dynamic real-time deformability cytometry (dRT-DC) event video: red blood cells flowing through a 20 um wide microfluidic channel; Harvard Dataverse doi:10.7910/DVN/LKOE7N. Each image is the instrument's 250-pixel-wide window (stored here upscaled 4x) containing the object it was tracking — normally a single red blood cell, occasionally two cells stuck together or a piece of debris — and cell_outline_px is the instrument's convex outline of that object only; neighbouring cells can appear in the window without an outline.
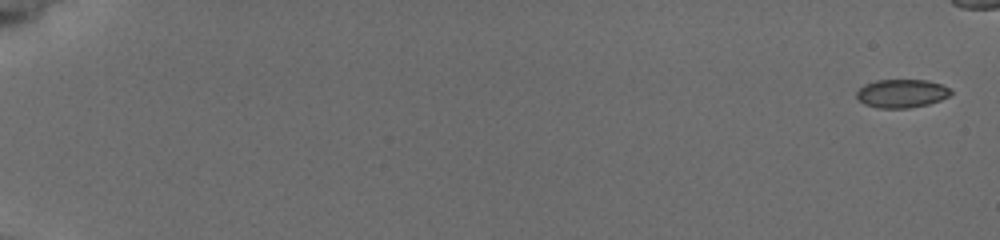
{"species": "common noctule bat (a hibernating species)", "species_latin": "Nyctalus noctula", "temperature_condition": "cold", "stored_images_in_passage": 18, "segment_of_instrument_passage": [1, 2], "camera_frame_rate_fps": 3000, "um_per_image_px": 0.085, "animal": {"sex": "female", "body_mass_g": 19.5, "forearm_length_mm": 54.1}, "frame": {"image": 1, "passage_image": 1, "time_ms": 0.0, "image_size_px": [1000, 240], "cell_outline_px": [[952, 92], [948, 96], [940, 100], [928, 104], [908, 108], [880, 108], [864, 104], [856, 96], [856, 92], [864, 84], [876, 80], [928, 80], [940, 84], [948, 88]], "centroid_in_image_um": [76.62, 7.94], "position_along_channel_um": 8.4, "area_um2": 15.49}}
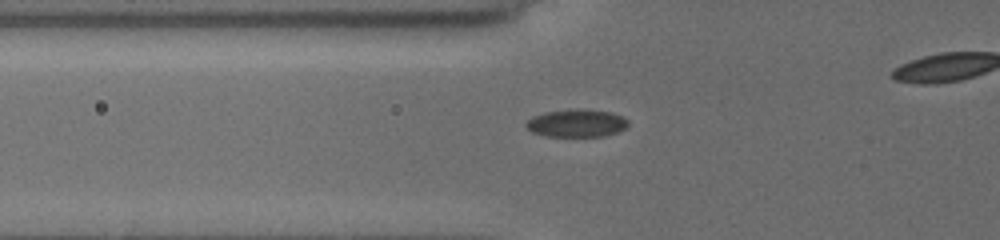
{"frame": {"image": 2, "passage_image": 14, "time_ms": 7.0, "image_size_px": [1000, 240], "cell_outline_px": [[628, 124], [624, 128], [616, 132], [600, 136], [548, 136], [532, 132], [524, 124], [532, 116], [544, 112], [576, 108], [580, 108], [612, 112], [624, 116], [628, 120]], "centroid_in_image_um": [49.0, 10.44], "position_along_channel_um": 76.8, "area_um2": 16.53}}
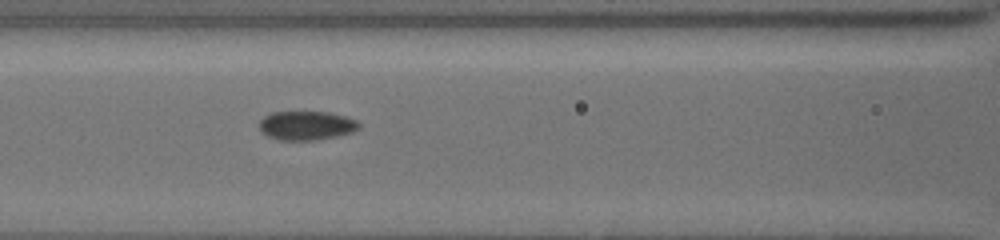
{"frame": {"image": 3, "passage_image": 17, "time_ms": 8.667, "image_size_px": [1000, 240], "cell_outline_px": [[360, 128], [352, 132], [336, 136], [308, 140], [284, 140], [268, 136], [260, 128], [260, 120], [264, 116], [272, 112], [328, 112], [344, 116], [356, 120], [360, 124]], "centroid_in_image_um": [26.06, 10.65], "position_along_channel_um": 140.5, "area_um2": 16.53}}